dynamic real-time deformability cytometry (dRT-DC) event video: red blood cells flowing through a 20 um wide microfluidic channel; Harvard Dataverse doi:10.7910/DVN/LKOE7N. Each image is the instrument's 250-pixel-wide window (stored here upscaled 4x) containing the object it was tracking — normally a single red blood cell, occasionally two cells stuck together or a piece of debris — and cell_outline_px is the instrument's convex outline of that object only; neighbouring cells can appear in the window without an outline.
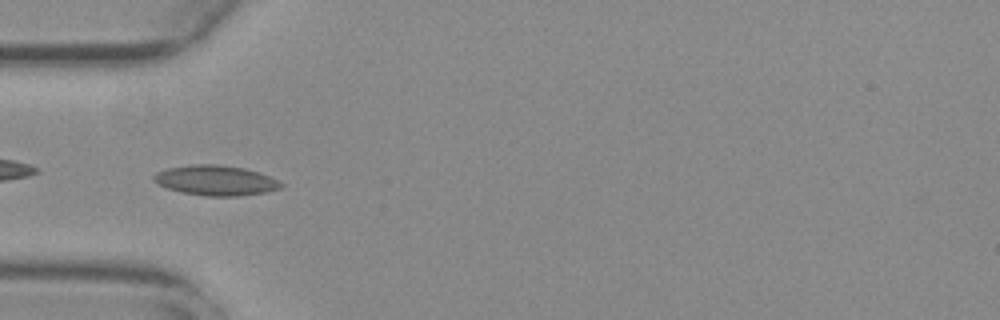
{"species": "common noctule bat (a hibernating species)", "species_latin": "Nyctalus noctula", "temperature_condition": "warm", "stored_images_in_passage": 50, "camera_frame_rate_fps": 3000, "um_per_image_px": 0.085, "animal": {"sex": "female", "body_mass_g": 29.2, "forearm_length_mm": 56.3}, "frame": {"image": 1, "passage_image": 13, "time_ms": 4.0, "image_size_px": [1000, 320], "cell_outline_px": [[284, 184], [280, 188], [264, 192], [236, 196], [204, 196], [184, 192], [168, 188], [152, 180], [152, 176], [156, 172], [168, 168], [192, 164], [220, 164], [244, 168], [260, 172], [280, 180]], "centroid_in_image_um": [18.36, 15.32], "position_along_channel_um": 66.6, "area_um2": 22.31}}
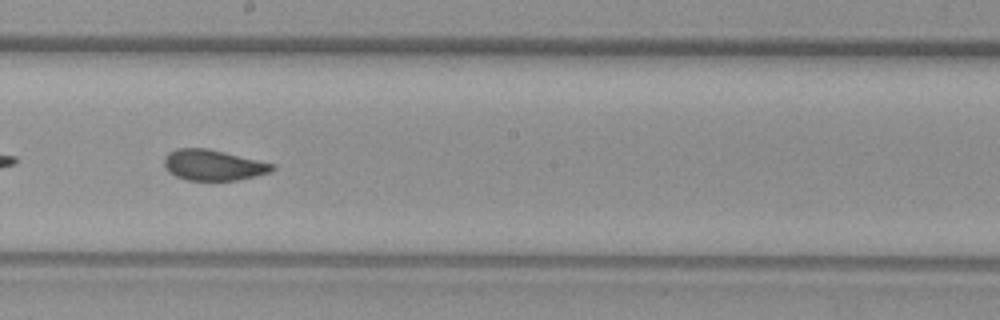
{"frame": {"image": 2, "passage_image": 26, "time_ms": 8.333, "image_size_px": [1000, 320], "cell_outline_px": [[276, 168], [272, 172], [256, 176], [236, 180], [184, 180], [168, 172], [164, 164], [164, 156], [168, 152], [176, 148], [208, 148], [276, 164]], "centroid_in_image_um": [18.13, 14.03], "position_along_channel_um": 230.1, "area_um2": 19.59}}
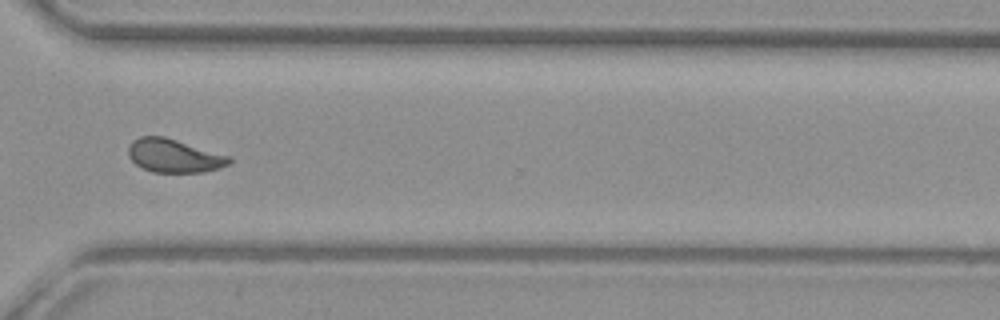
{"frame": {"image": 3, "passage_image": 36, "time_ms": 11.667, "image_size_px": [1000, 320], "cell_outline_px": [[232, 164], [220, 168], [204, 172], [152, 172], [136, 164], [128, 156], [128, 148], [132, 140], [140, 136], [164, 136], [232, 156]], "centroid_in_image_um": [14.84, 13.23], "position_along_channel_um": 355.8, "area_um2": 19.88}, "authors_computed_cell_mechanics": {"area_um2": 20.2011, "velocity_mm_per_s": 3.7711, "shape_relaxation_time_tau1_ms": null, "shape_relaxation_time_tau2_ms": 1.309, "deformation_change_tau1": null, "deformation_change_tau2": 0.0625}}